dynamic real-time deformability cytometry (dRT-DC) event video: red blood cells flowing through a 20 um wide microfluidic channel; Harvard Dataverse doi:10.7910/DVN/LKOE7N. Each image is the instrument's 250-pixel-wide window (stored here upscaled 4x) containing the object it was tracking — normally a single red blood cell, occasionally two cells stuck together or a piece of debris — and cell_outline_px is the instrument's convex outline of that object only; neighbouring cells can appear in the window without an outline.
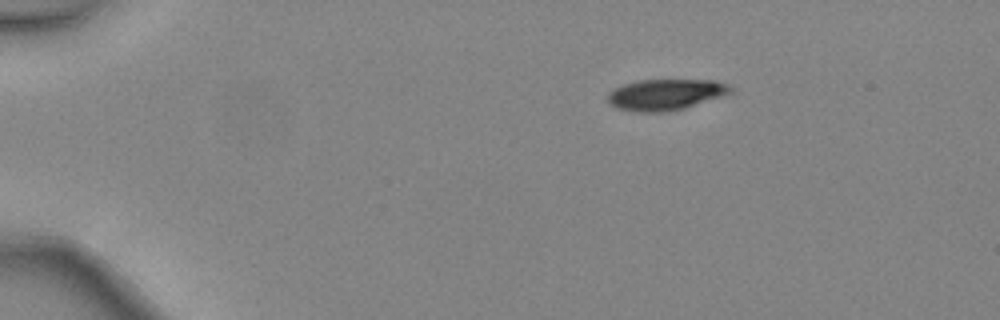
{"species": "common noctule bat (a hibernating species)", "species_latin": "Nyctalus noctula", "temperature_condition": "warm", "stored_images_in_passage": 3, "camera_frame_rate_fps": 3000, "um_per_image_px": 0.085, "animal": {"sex": "female", "body_mass_g": 24.6, "forearm_length_mm": 56.2}, "frame": {"image": 1, "passage_image": 1, "time_ms": 0.0, "image_size_px": [1000, 320], "cell_outline_px": [[732, 92], [684, 108], [664, 112], [636, 112], [616, 108], [608, 104], [608, 92], [624, 84], [640, 80], [716, 80], [728, 84], [732, 88]], "centroid_in_image_um": [56.54, 8.04], "position_along_channel_um": 28.5, "area_um2": 22.08}}